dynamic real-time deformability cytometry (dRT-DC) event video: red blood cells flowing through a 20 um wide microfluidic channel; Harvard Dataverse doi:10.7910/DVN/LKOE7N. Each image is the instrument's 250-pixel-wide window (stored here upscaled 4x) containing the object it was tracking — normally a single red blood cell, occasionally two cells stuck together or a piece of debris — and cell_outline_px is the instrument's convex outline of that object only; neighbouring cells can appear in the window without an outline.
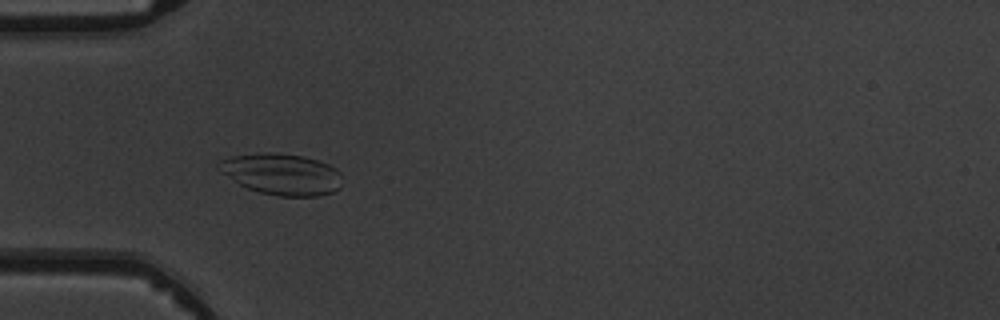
{"species": "common noctule bat (a hibernating species)", "species_latin": "Nyctalus noctula", "temperature_condition": "warm", "stored_images_in_passage": 6, "camera_frame_rate_fps": 3000, "um_per_image_px": 0.085, "animal": {"sex": "male", "body_mass_g": 19.5, "forearm_length_mm": 54.6}, "frame": {"image": 1, "passage_image": 5, "time_ms": 4.667, "image_size_px": [1000, 320], "cell_outline_px": [[340, 188], [332, 192], [320, 196], [276, 196], [260, 192], [248, 188], [240, 184], [220, 172], [216, 168], [216, 164], [220, 160], [232, 156], [260, 152], [272, 152], [304, 156], [328, 164], [336, 168], [340, 172]], "centroid_in_image_um": [23.92, 14.8], "position_along_channel_um": 61.1, "area_um2": 29.82}}
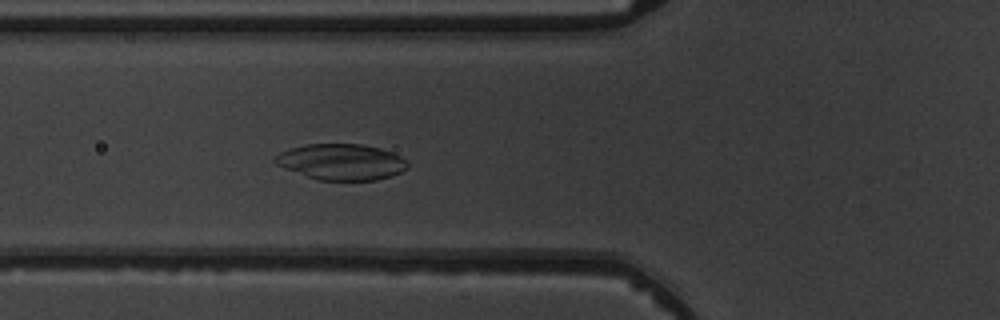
{"frame": {"image": 2, "passage_image": 6, "time_ms": 5.667, "image_size_px": [1000, 320], "cell_outline_px": [[408, 168], [392, 176], [376, 180], [316, 180], [284, 168], [276, 164], [272, 160], [280, 152], [288, 148], [304, 144], [360, 144], [380, 148], [392, 152], [408, 160]], "centroid_in_image_um": [29.01, 13.76], "position_along_channel_um": 96.8, "area_um2": 28.03}}